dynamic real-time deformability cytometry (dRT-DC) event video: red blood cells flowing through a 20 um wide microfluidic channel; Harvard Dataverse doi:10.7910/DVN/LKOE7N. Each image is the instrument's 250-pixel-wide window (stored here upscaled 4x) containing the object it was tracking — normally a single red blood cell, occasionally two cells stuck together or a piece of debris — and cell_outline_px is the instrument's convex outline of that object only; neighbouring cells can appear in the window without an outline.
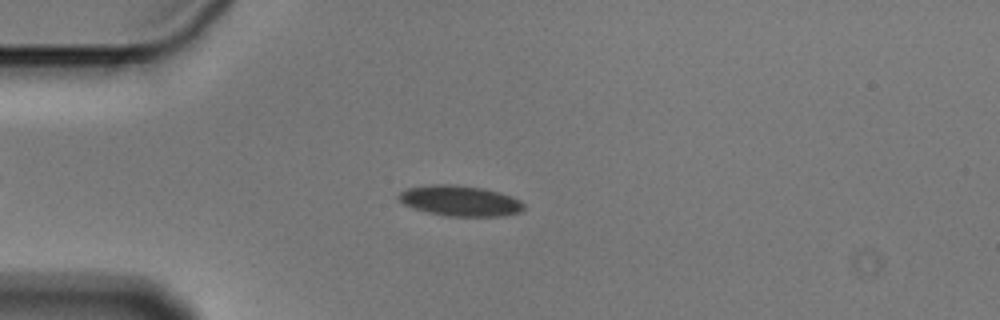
{"species": "Egyptian fruit bat (a non-hibernating species)", "species_latin": "Rousettus aegyptiacus", "temperature_condition": "cold", "stored_images_in_passage": 5, "camera_frame_rate_fps": 3000, "um_per_image_px": 0.085, "animal": {"sex": "male"}, "frame": {"image": 1, "passage_image": 3, "time_ms": 0.667, "image_size_px": [1000, 320], "cell_outline_px": [[524, 208], [520, 212], [504, 216], [448, 216], [428, 212], [412, 208], [404, 204], [396, 196], [400, 192], [408, 188], [432, 184], [452, 184], [484, 188], [500, 192], [512, 196], [520, 200], [524, 204]], "centroid_in_image_um": [39.12, 17.06], "position_along_channel_um": 45.9, "area_um2": 22.37}}
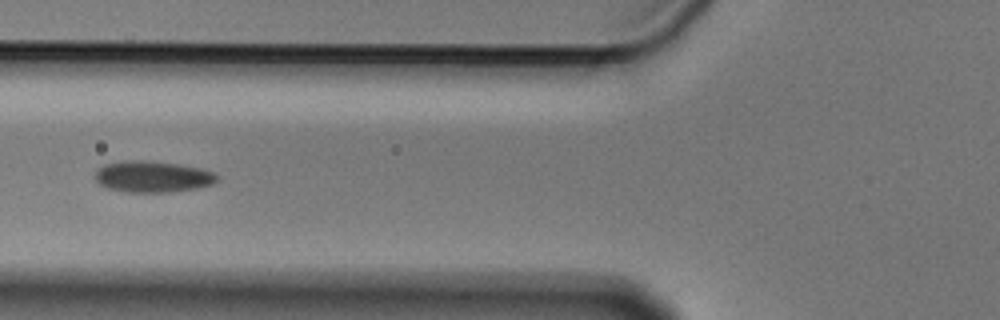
{"frame": {"image": 2, "passage_image": 5, "time_ms": 1.333, "image_size_px": [1000, 320], "cell_outline_px": [[220, 180], [212, 184], [196, 188], [172, 192], [128, 192], [108, 188], [100, 184], [96, 180], [96, 168], [104, 164], [124, 160], [144, 160], [180, 164], [200, 168], [216, 172], [220, 176]], "centroid_in_image_um": [13.01, 15.0], "position_along_channel_um": 112.8, "area_um2": 22.54}}